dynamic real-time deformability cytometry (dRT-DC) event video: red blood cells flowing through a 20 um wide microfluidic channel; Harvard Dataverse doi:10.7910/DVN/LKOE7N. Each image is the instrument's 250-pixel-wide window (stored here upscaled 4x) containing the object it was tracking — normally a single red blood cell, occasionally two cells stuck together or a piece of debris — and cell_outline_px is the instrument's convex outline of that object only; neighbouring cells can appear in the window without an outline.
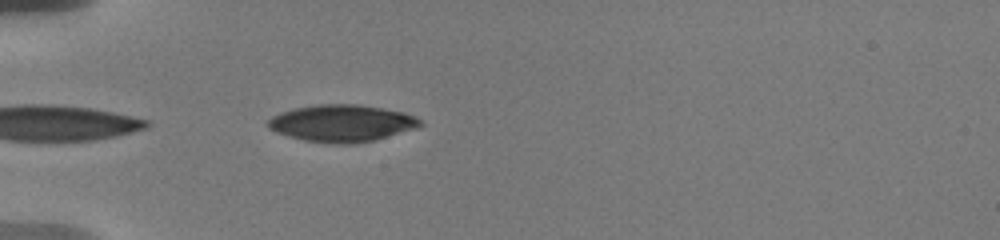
{"species": "human", "species_latin": "Homo sapiens", "temperature_condition": "warm", "stored_images_in_passage": 13, "camera_frame_rate_fps": 3000, "um_per_image_px": 0.085, "donor": {"sex": "male"}, "frame": {"image": 1, "passage_image": 1, "time_ms": 0.0, "image_size_px": [1000, 240], "cell_outline_px": [[424, 124], [416, 128], [372, 140], [356, 144], [332, 144], [304, 140], [288, 136], [276, 132], [268, 128], [264, 124], [272, 116], [280, 112], [292, 108], [320, 104], [356, 104], [404, 112], [420, 120]], "centroid_in_image_um": [28.99, 10.47], "position_along_channel_um": 56.0, "area_um2": 32.77}}
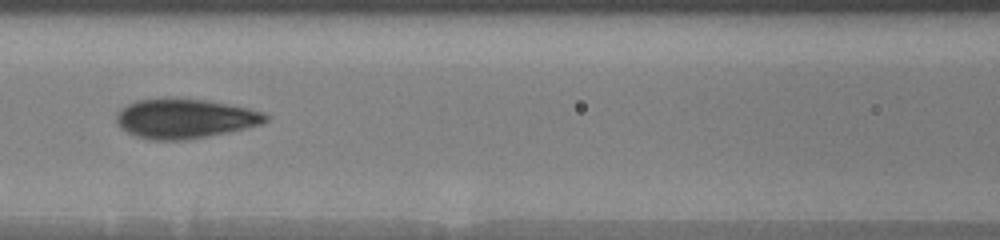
{"frame": {"image": 2, "passage_image": 9, "time_ms": 3.0, "image_size_px": [1000, 240], "cell_outline_px": [[268, 120], [260, 124], [228, 132], [188, 140], [152, 140], [136, 136], [120, 128], [116, 120], [116, 116], [120, 108], [136, 100], [160, 96], [172, 96], [208, 100], [248, 108], [264, 112], [268, 116]], "centroid_in_image_um": [15.67, 10.04], "position_along_channel_um": 150.9, "area_um2": 35.03}}
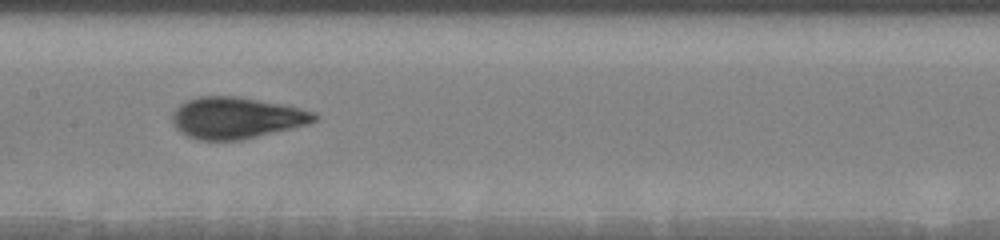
{"frame": {"image": 3, "passage_image": 12, "time_ms": 4.0, "image_size_px": [1000, 240], "cell_outline_px": [[320, 120], [308, 124], [292, 128], [240, 140], [200, 140], [188, 136], [180, 132], [172, 124], [172, 112], [180, 104], [188, 100], [200, 96], [236, 96], [280, 104], [300, 108], [316, 112], [320, 116]], "centroid_in_image_um": [20.1, 10.02], "position_along_channel_um": 187.3, "area_um2": 34.33}}